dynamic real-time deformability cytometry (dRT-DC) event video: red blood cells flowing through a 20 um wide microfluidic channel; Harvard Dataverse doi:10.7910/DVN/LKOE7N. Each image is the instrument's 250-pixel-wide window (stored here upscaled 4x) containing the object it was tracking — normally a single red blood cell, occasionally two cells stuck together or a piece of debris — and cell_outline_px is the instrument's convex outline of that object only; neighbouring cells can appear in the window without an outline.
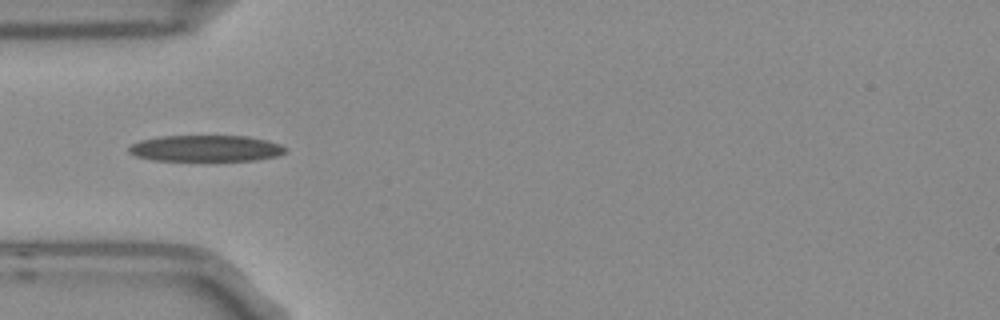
{"species": "Egyptian fruit bat (a non-hibernating species)", "species_latin": "Rousettus aegyptiacus", "temperature_condition": "room temperature", "stored_images_in_passage": 4, "camera_frame_rate_fps": 3000, "um_per_image_px": 0.085, "frame": {"image": 1, "passage_image": 2, "time_ms": 0.333, "image_size_px": [1000, 320], "cell_outline_px": [[284, 152], [276, 156], [256, 160], [152, 160], [136, 156], [128, 152], [128, 148], [132, 144], [140, 140], [160, 136], [248, 136], [268, 140], [280, 144], [284, 148]], "centroid_in_image_um": [17.46, 12.6], "position_along_channel_um": 67.5, "area_um2": 23.81}}
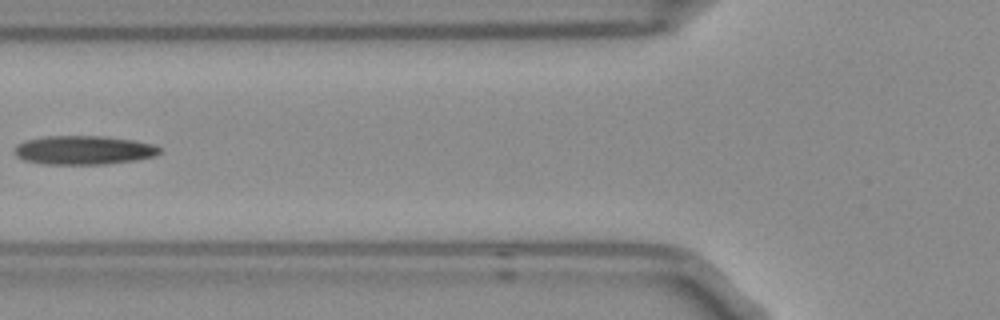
{"frame": {"image": 2, "passage_image": 3, "time_ms": 0.667, "image_size_px": [1000, 320], "cell_outline_px": [[160, 152], [156, 156], [136, 160], [104, 164], [40, 164], [24, 160], [16, 156], [12, 152], [16, 144], [24, 140], [44, 136], [100, 136], [132, 140], [152, 144], [160, 148]], "centroid_in_image_um": [7.04, 12.76], "position_along_channel_um": 118.8, "area_um2": 24.57}}